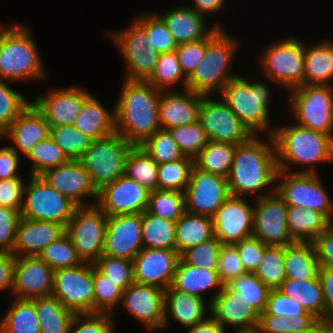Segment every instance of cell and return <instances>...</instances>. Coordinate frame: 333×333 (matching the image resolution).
Masks as SVG:
<instances>
[{"instance_id": "6da1fadb", "label": "cell", "mask_w": 333, "mask_h": 333, "mask_svg": "<svg viewBox=\"0 0 333 333\" xmlns=\"http://www.w3.org/2000/svg\"><path fill=\"white\" fill-rule=\"evenodd\" d=\"M264 137L252 135L236 145L227 177L231 196L248 198L256 194L257 199L276 191L274 184H277L278 166L275 141L273 135L266 134ZM268 187L270 191H266Z\"/></svg>"}, {"instance_id": "7a4b0ae2", "label": "cell", "mask_w": 333, "mask_h": 333, "mask_svg": "<svg viewBox=\"0 0 333 333\" xmlns=\"http://www.w3.org/2000/svg\"><path fill=\"white\" fill-rule=\"evenodd\" d=\"M119 98L114 103L115 130L133 145L160 130V89L147 81L122 80Z\"/></svg>"}, {"instance_id": "3957f363", "label": "cell", "mask_w": 333, "mask_h": 333, "mask_svg": "<svg viewBox=\"0 0 333 333\" xmlns=\"http://www.w3.org/2000/svg\"><path fill=\"white\" fill-rule=\"evenodd\" d=\"M283 125L275 127L273 133L278 170L290 172L297 165L301 170H291L292 173H318L315 164L333 163V138L330 135L294 122Z\"/></svg>"}, {"instance_id": "277c9868", "label": "cell", "mask_w": 333, "mask_h": 333, "mask_svg": "<svg viewBox=\"0 0 333 333\" xmlns=\"http://www.w3.org/2000/svg\"><path fill=\"white\" fill-rule=\"evenodd\" d=\"M253 80L238 75L229 80L218 95L253 135L264 132L273 135L275 126L271 125L269 107L273 101L271 88L260 79Z\"/></svg>"}, {"instance_id": "5b68a950", "label": "cell", "mask_w": 333, "mask_h": 333, "mask_svg": "<svg viewBox=\"0 0 333 333\" xmlns=\"http://www.w3.org/2000/svg\"><path fill=\"white\" fill-rule=\"evenodd\" d=\"M29 26L6 25L0 33V79L19 83L43 80L45 65ZM44 65V66H43Z\"/></svg>"}, {"instance_id": "8992f818", "label": "cell", "mask_w": 333, "mask_h": 333, "mask_svg": "<svg viewBox=\"0 0 333 333\" xmlns=\"http://www.w3.org/2000/svg\"><path fill=\"white\" fill-rule=\"evenodd\" d=\"M224 29L217 27L206 37L204 58L187 79L186 89L202 95H213L214 92L217 94L229 80L239 75L231 72V64L236 58L240 43L238 38L229 35Z\"/></svg>"}, {"instance_id": "52a82bcc", "label": "cell", "mask_w": 333, "mask_h": 333, "mask_svg": "<svg viewBox=\"0 0 333 333\" xmlns=\"http://www.w3.org/2000/svg\"><path fill=\"white\" fill-rule=\"evenodd\" d=\"M132 146L117 132L92 140L80 161L97 192L125 175L126 159Z\"/></svg>"}, {"instance_id": "ba28073f", "label": "cell", "mask_w": 333, "mask_h": 333, "mask_svg": "<svg viewBox=\"0 0 333 333\" xmlns=\"http://www.w3.org/2000/svg\"><path fill=\"white\" fill-rule=\"evenodd\" d=\"M304 48V42L296 37L282 38L265 47L258 59L265 78L286 91L304 85Z\"/></svg>"}, {"instance_id": "9c48e42d", "label": "cell", "mask_w": 333, "mask_h": 333, "mask_svg": "<svg viewBox=\"0 0 333 333\" xmlns=\"http://www.w3.org/2000/svg\"><path fill=\"white\" fill-rule=\"evenodd\" d=\"M332 87L331 85H302L287 91L290 93L288 102L294 123L333 138Z\"/></svg>"}, {"instance_id": "30bf717a", "label": "cell", "mask_w": 333, "mask_h": 333, "mask_svg": "<svg viewBox=\"0 0 333 333\" xmlns=\"http://www.w3.org/2000/svg\"><path fill=\"white\" fill-rule=\"evenodd\" d=\"M107 36L112 38L125 62L124 79L146 81L154 72L160 55L149 46L146 28L135 18L127 28L108 31Z\"/></svg>"}, {"instance_id": "8fae6325", "label": "cell", "mask_w": 333, "mask_h": 333, "mask_svg": "<svg viewBox=\"0 0 333 333\" xmlns=\"http://www.w3.org/2000/svg\"><path fill=\"white\" fill-rule=\"evenodd\" d=\"M276 192L287 206L312 208L333 222V201L319 173H292L278 170Z\"/></svg>"}, {"instance_id": "7c38bea8", "label": "cell", "mask_w": 333, "mask_h": 333, "mask_svg": "<svg viewBox=\"0 0 333 333\" xmlns=\"http://www.w3.org/2000/svg\"><path fill=\"white\" fill-rule=\"evenodd\" d=\"M108 216L97 204L77 206L66 226L78 256L95 263L102 255Z\"/></svg>"}, {"instance_id": "4fadbf2b", "label": "cell", "mask_w": 333, "mask_h": 333, "mask_svg": "<svg viewBox=\"0 0 333 333\" xmlns=\"http://www.w3.org/2000/svg\"><path fill=\"white\" fill-rule=\"evenodd\" d=\"M27 182L21 217L67 226L77 205L49 186L40 176L29 175Z\"/></svg>"}, {"instance_id": "5bb4252c", "label": "cell", "mask_w": 333, "mask_h": 333, "mask_svg": "<svg viewBox=\"0 0 333 333\" xmlns=\"http://www.w3.org/2000/svg\"><path fill=\"white\" fill-rule=\"evenodd\" d=\"M52 294L75 314L95 313L93 263L54 270Z\"/></svg>"}, {"instance_id": "9a60e30c", "label": "cell", "mask_w": 333, "mask_h": 333, "mask_svg": "<svg viewBox=\"0 0 333 333\" xmlns=\"http://www.w3.org/2000/svg\"><path fill=\"white\" fill-rule=\"evenodd\" d=\"M213 98L203 95L200 107L199 122L207 139L236 145L247 141L253 134L220 97Z\"/></svg>"}, {"instance_id": "2e32d148", "label": "cell", "mask_w": 333, "mask_h": 333, "mask_svg": "<svg viewBox=\"0 0 333 333\" xmlns=\"http://www.w3.org/2000/svg\"><path fill=\"white\" fill-rule=\"evenodd\" d=\"M288 206L275 191L256 199L252 236L272 246H286L294 243L287 225Z\"/></svg>"}, {"instance_id": "e0dca14e", "label": "cell", "mask_w": 333, "mask_h": 333, "mask_svg": "<svg viewBox=\"0 0 333 333\" xmlns=\"http://www.w3.org/2000/svg\"><path fill=\"white\" fill-rule=\"evenodd\" d=\"M230 196L227 178L193 166L185 190L186 211L212 218Z\"/></svg>"}, {"instance_id": "ac0fdd59", "label": "cell", "mask_w": 333, "mask_h": 333, "mask_svg": "<svg viewBox=\"0 0 333 333\" xmlns=\"http://www.w3.org/2000/svg\"><path fill=\"white\" fill-rule=\"evenodd\" d=\"M92 95L79 86L57 87L47 93L34 96L31 102L43 114L49 127L73 125L84 102Z\"/></svg>"}, {"instance_id": "d6986e66", "label": "cell", "mask_w": 333, "mask_h": 333, "mask_svg": "<svg viewBox=\"0 0 333 333\" xmlns=\"http://www.w3.org/2000/svg\"><path fill=\"white\" fill-rule=\"evenodd\" d=\"M165 290L133 282L123 291L120 306L149 331L164 328Z\"/></svg>"}, {"instance_id": "ffe728a7", "label": "cell", "mask_w": 333, "mask_h": 333, "mask_svg": "<svg viewBox=\"0 0 333 333\" xmlns=\"http://www.w3.org/2000/svg\"><path fill=\"white\" fill-rule=\"evenodd\" d=\"M49 186L70 199L77 206L96 204L98 192L80 160H69L39 175ZM89 198L92 203L86 202Z\"/></svg>"}, {"instance_id": "44dd1931", "label": "cell", "mask_w": 333, "mask_h": 333, "mask_svg": "<svg viewBox=\"0 0 333 333\" xmlns=\"http://www.w3.org/2000/svg\"><path fill=\"white\" fill-rule=\"evenodd\" d=\"M212 219L214 236L223 244H235L252 236L254 206L246 197L230 196Z\"/></svg>"}, {"instance_id": "7402d4cb", "label": "cell", "mask_w": 333, "mask_h": 333, "mask_svg": "<svg viewBox=\"0 0 333 333\" xmlns=\"http://www.w3.org/2000/svg\"><path fill=\"white\" fill-rule=\"evenodd\" d=\"M142 249V213L108 216L103 255L133 261Z\"/></svg>"}, {"instance_id": "603a6c76", "label": "cell", "mask_w": 333, "mask_h": 333, "mask_svg": "<svg viewBox=\"0 0 333 333\" xmlns=\"http://www.w3.org/2000/svg\"><path fill=\"white\" fill-rule=\"evenodd\" d=\"M150 191L126 175L98 191L97 205L107 216L143 213Z\"/></svg>"}, {"instance_id": "cb8c5ba5", "label": "cell", "mask_w": 333, "mask_h": 333, "mask_svg": "<svg viewBox=\"0 0 333 333\" xmlns=\"http://www.w3.org/2000/svg\"><path fill=\"white\" fill-rule=\"evenodd\" d=\"M209 314L226 330L236 328V332L257 331L260 319V312L227 285L212 300Z\"/></svg>"}, {"instance_id": "d4e9b609", "label": "cell", "mask_w": 333, "mask_h": 333, "mask_svg": "<svg viewBox=\"0 0 333 333\" xmlns=\"http://www.w3.org/2000/svg\"><path fill=\"white\" fill-rule=\"evenodd\" d=\"M52 291L53 270L39 256H16L13 297L32 300L51 295Z\"/></svg>"}, {"instance_id": "484cf974", "label": "cell", "mask_w": 333, "mask_h": 333, "mask_svg": "<svg viewBox=\"0 0 333 333\" xmlns=\"http://www.w3.org/2000/svg\"><path fill=\"white\" fill-rule=\"evenodd\" d=\"M179 259L175 250L143 248L133 259L134 282L167 289L172 285Z\"/></svg>"}, {"instance_id": "4316f807", "label": "cell", "mask_w": 333, "mask_h": 333, "mask_svg": "<svg viewBox=\"0 0 333 333\" xmlns=\"http://www.w3.org/2000/svg\"><path fill=\"white\" fill-rule=\"evenodd\" d=\"M203 95L189 89L163 90L159 100L160 129L169 130L199 121Z\"/></svg>"}, {"instance_id": "83f0119b", "label": "cell", "mask_w": 333, "mask_h": 333, "mask_svg": "<svg viewBox=\"0 0 333 333\" xmlns=\"http://www.w3.org/2000/svg\"><path fill=\"white\" fill-rule=\"evenodd\" d=\"M66 233V226L53 221L20 217L11 253L15 256H39L43 249Z\"/></svg>"}, {"instance_id": "f1b7e54d", "label": "cell", "mask_w": 333, "mask_h": 333, "mask_svg": "<svg viewBox=\"0 0 333 333\" xmlns=\"http://www.w3.org/2000/svg\"><path fill=\"white\" fill-rule=\"evenodd\" d=\"M49 131L50 127L43 114L31 102L0 135V139L10 138L13 144L10 143L9 146L26 157L32 147L49 137Z\"/></svg>"}, {"instance_id": "f546056e", "label": "cell", "mask_w": 333, "mask_h": 333, "mask_svg": "<svg viewBox=\"0 0 333 333\" xmlns=\"http://www.w3.org/2000/svg\"><path fill=\"white\" fill-rule=\"evenodd\" d=\"M206 300L168 287L165 289L164 328L170 323V316L184 328L204 321L210 313V304Z\"/></svg>"}, {"instance_id": "4dcf8cb0", "label": "cell", "mask_w": 333, "mask_h": 333, "mask_svg": "<svg viewBox=\"0 0 333 333\" xmlns=\"http://www.w3.org/2000/svg\"><path fill=\"white\" fill-rule=\"evenodd\" d=\"M167 25L172 36L179 44L194 42L208 37L221 24L215 23L207 27V19L190 6H178L159 15ZM208 28V29H207Z\"/></svg>"}, {"instance_id": "1f68e13d", "label": "cell", "mask_w": 333, "mask_h": 333, "mask_svg": "<svg viewBox=\"0 0 333 333\" xmlns=\"http://www.w3.org/2000/svg\"><path fill=\"white\" fill-rule=\"evenodd\" d=\"M174 289L205 299L206 292H214L209 297L208 303L221 291L223 284L220 282L218 271H211L186 264L179 259L171 285Z\"/></svg>"}, {"instance_id": "d6a6232c", "label": "cell", "mask_w": 333, "mask_h": 333, "mask_svg": "<svg viewBox=\"0 0 333 333\" xmlns=\"http://www.w3.org/2000/svg\"><path fill=\"white\" fill-rule=\"evenodd\" d=\"M304 85H333V40L304 48Z\"/></svg>"}, {"instance_id": "836d02e7", "label": "cell", "mask_w": 333, "mask_h": 333, "mask_svg": "<svg viewBox=\"0 0 333 333\" xmlns=\"http://www.w3.org/2000/svg\"><path fill=\"white\" fill-rule=\"evenodd\" d=\"M73 126L93 140L107 137L116 132L114 108L110 112L102 102L91 95L74 120Z\"/></svg>"}, {"instance_id": "e575fe53", "label": "cell", "mask_w": 333, "mask_h": 333, "mask_svg": "<svg viewBox=\"0 0 333 333\" xmlns=\"http://www.w3.org/2000/svg\"><path fill=\"white\" fill-rule=\"evenodd\" d=\"M284 295L295 300L319 320L326 319L323 290L319 276L306 281L286 278L278 288Z\"/></svg>"}, {"instance_id": "d590c367", "label": "cell", "mask_w": 333, "mask_h": 333, "mask_svg": "<svg viewBox=\"0 0 333 333\" xmlns=\"http://www.w3.org/2000/svg\"><path fill=\"white\" fill-rule=\"evenodd\" d=\"M288 232L294 242H314L332 223L323 213L299 206H288Z\"/></svg>"}, {"instance_id": "8d00e7d4", "label": "cell", "mask_w": 333, "mask_h": 333, "mask_svg": "<svg viewBox=\"0 0 333 333\" xmlns=\"http://www.w3.org/2000/svg\"><path fill=\"white\" fill-rule=\"evenodd\" d=\"M284 266L286 278L314 279L319 272V261L314 243L294 242L285 246Z\"/></svg>"}, {"instance_id": "74e56055", "label": "cell", "mask_w": 333, "mask_h": 333, "mask_svg": "<svg viewBox=\"0 0 333 333\" xmlns=\"http://www.w3.org/2000/svg\"><path fill=\"white\" fill-rule=\"evenodd\" d=\"M175 235L178 244V253L181 254L187 248L196 246L214 237L213 219L209 216L185 211L176 221Z\"/></svg>"}, {"instance_id": "f35d334b", "label": "cell", "mask_w": 333, "mask_h": 333, "mask_svg": "<svg viewBox=\"0 0 333 333\" xmlns=\"http://www.w3.org/2000/svg\"><path fill=\"white\" fill-rule=\"evenodd\" d=\"M41 333H69L75 313L67 309L53 294L32 299Z\"/></svg>"}, {"instance_id": "ab89813d", "label": "cell", "mask_w": 333, "mask_h": 333, "mask_svg": "<svg viewBox=\"0 0 333 333\" xmlns=\"http://www.w3.org/2000/svg\"><path fill=\"white\" fill-rule=\"evenodd\" d=\"M13 299L0 320V333H41L33 300Z\"/></svg>"}, {"instance_id": "60d3db41", "label": "cell", "mask_w": 333, "mask_h": 333, "mask_svg": "<svg viewBox=\"0 0 333 333\" xmlns=\"http://www.w3.org/2000/svg\"><path fill=\"white\" fill-rule=\"evenodd\" d=\"M176 221L157 217L147 210L142 213L143 248L170 249L178 252Z\"/></svg>"}, {"instance_id": "b9f144b4", "label": "cell", "mask_w": 333, "mask_h": 333, "mask_svg": "<svg viewBox=\"0 0 333 333\" xmlns=\"http://www.w3.org/2000/svg\"><path fill=\"white\" fill-rule=\"evenodd\" d=\"M236 150V144L208 140L194 159V165L202 171L227 178Z\"/></svg>"}, {"instance_id": "7bdbcfd3", "label": "cell", "mask_w": 333, "mask_h": 333, "mask_svg": "<svg viewBox=\"0 0 333 333\" xmlns=\"http://www.w3.org/2000/svg\"><path fill=\"white\" fill-rule=\"evenodd\" d=\"M158 164L139 145H133L126 159L125 175L147 188L158 189Z\"/></svg>"}, {"instance_id": "ee69618b", "label": "cell", "mask_w": 333, "mask_h": 333, "mask_svg": "<svg viewBox=\"0 0 333 333\" xmlns=\"http://www.w3.org/2000/svg\"><path fill=\"white\" fill-rule=\"evenodd\" d=\"M146 81L162 91L178 90L175 87L179 82L181 88L186 89L187 78L181 70L176 51L160 54L154 72Z\"/></svg>"}, {"instance_id": "f6af8a7d", "label": "cell", "mask_w": 333, "mask_h": 333, "mask_svg": "<svg viewBox=\"0 0 333 333\" xmlns=\"http://www.w3.org/2000/svg\"><path fill=\"white\" fill-rule=\"evenodd\" d=\"M49 137L69 160H80L93 140L73 125L50 127Z\"/></svg>"}, {"instance_id": "bcb514c9", "label": "cell", "mask_w": 333, "mask_h": 333, "mask_svg": "<svg viewBox=\"0 0 333 333\" xmlns=\"http://www.w3.org/2000/svg\"><path fill=\"white\" fill-rule=\"evenodd\" d=\"M147 211L157 217L177 221L186 211L185 192L151 191Z\"/></svg>"}, {"instance_id": "7dc6e473", "label": "cell", "mask_w": 333, "mask_h": 333, "mask_svg": "<svg viewBox=\"0 0 333 333\" xmlns=\"http://www.w3.org/2000/svg\"><path fill=\"white\" fill-rule=\"evenodd\" d=\"M193 166L194 160L186 156L158 165V189L185 192Z\"/></svg>"}, {"instance_id": "c3c4849f", "label": "cell", "mask_w": 333, "mask_h": 333, "mask_svg": "<svg viewBox=\"0 0 333 333\" xmlns=\"http://www.w3.org/2000/svg\"><path fill=\"white\" fill-rule=\"evenodd\" d=\"M29 160L30 175L39 176L44 171L69 161L61 148L50 137L39 141L25 157Z\"/></svg>"}, {"instance_id": "681fc988", "label": "cell", "mask_w": 333, "mask_h": 333, "mask_svg": "<svg viewBox=\"0 0 333 333\" xmlns=\"http://www.w3.org/2000/svg\"><path fill=\"white\" fill-rule=\"evenodd\" d=\"M284 255V246L269 245L266 248L261 263L254 272L270 290L278 289L286 279Z\"/></svg>"}, {"instance_id": "f907efd6", "label": "cell", "mask_w": 333, "mask_h": 333, "mask_svg": "<svg viewBox=\"0 0 333 333\" xmlns=\"http://www.w3.org/2000/svg\"><path fill=\"white\" fill-rule=\"evenodd\" d=\"M158 15L151 11H143L136 19L146 28L150 47L155 48L160 54L176 51L178 43Z\"/></svg>"}, {"instance_id": "816d5d0a", "label": "cell", "mask_w": 333, "mask_h": 333, "mask_svg": "<svg viewBox=\"0 0 333 333\" xmlns=\"http://www.w3.org/2000/svg\"><path fill=\"white\" fill-rule=\"evenodd\" d=\"M39 257L53 271L60 268L75 267L83 263L67 233L46 246Z\"/></svg>"}, {"instance_id": "f5cc1de1", "label": "cell", "mask_w": 333, "mask_h": 333, "mask_svg": "<svg viewBox=\"0 0 333 333\" xmlns=\"http://www.w3.org/2000/svg\"><path fill=\"white\" fill-rule=\"evenodd\" d=\"M232 291L240 294L260 313L264 312L270 289L256 276L247 272L226 284Z\"/></svg>"}, {"instance_id": "db71d44e", "label": "cell", "mask_w": 333, "mask_h": 333, "mask_svg": "<svg viewBox=\"0 0 333 333\" xmlns=\"http://www.w3.org/2000/svg\"><path fill=\"white\" fill-rule=\"evenodd\" d=\"M158 164L182 159L184 155L168 130H158L140 145Z\"/></svg>"}, {"instance_id": "11a10c76", "label": "cell", "mask_w": 333, "mask_h": 333, "mask_svg": "<svg viewBox=\"0 0 333 333\" xmlns=\"http://www.w3.org/2000/svg\"><path fill=\"white\" fill-rule=\"evenodd\" d=\"M95 313L113 314L120 305L123 290L103 275L93 264ZM117 306V307H116Z\"/></svg>"}, {"instance_id": "9f6ffc18", "label": "cell", "mask_w": 333, "mask_h": 333, "mask_svg": "<svg viewBox=\"0 0 333 333\" xmlns=\"http://www.w3.org/2000/svg\"><path fill=\"white\" fill-rule=\"evenodd\" d=\"M10 83L13 82L0 79V135L31 103L23 93L12 89Z\"/></svg>"}, {"instance_id": "6f0895ef", "label": "cell", "mask_w": 333, "mask_h": 333, "mask_svg": "<svg viewBox=\"0 0 333 333\" xmlns=\"http://www.w3.org/2000/svg\"><path fill=\"white\" fill-rule=\"evenodd\" d=\"M168 131L178 144L182 154L193 160L208 142L205 130L199 121L189 125L177 126Z\"/></svg>"}, {"instance_id": "680465c9", "label": "cell", "mask_w": 333, "mask_h": 333, "mask_svg": "<svg viewBox=\"0 0 333 333\" xmlns=\"http://www.w3.org/2000/svg\"><path fill=\"white\" fill-rule=\"evenodd\" d=\"M221 241L216 237L187 248L180 254V258L191 266L218 271V258Z\"/></svg>"}, {"instance_id": "91938a15", "label": "cell", "mask_w": 333, "mask_h": 333, "mask_svg": "<svg viewBox=\"0 0 333 333\" xmlns=\"http://www.w3.org/2000/svg\"><path fill=\"white\" fill-rule=\"evenodd\" d=\"M94 266L123 291L134 282L133 261L102 255Z\"/></svg>"}, {"instance_id": "94428289", "label": "cell", "mask_w": 333, "mask_h": 333, "mask_svg": "<svg viewBox=\"0 0 333 333\" xmlns=\"http://www.w3.org/2000/svg\"><path fill=\"white\" fill-rule=\"evenodd\" d=\"M114 313L75 314L69 333H114Z\"/></svg>"}, {"instance_id": "6125c7cd", "label": "cell", "mask_w": 333, "mask_h": 333, "mask_svg": "<svg viewBox=\"0 0 333 333\" xmlns=\"http://www.w3.org/2000/svg\"><path fill=\"white\" fill-rule=\"evenodd\" d=\"M247 273L236 250L235 244H223L218 258V275L223 285Z\"/></svg>"}, {"instance_id": "be15d7a7", "label": "cell", "mask_w": 333, "mask_h": 333, "mask_svg": "<svg viewBox=\"0 0 333 333\" xmlns=\"http://www.w3.org/2000/svg\"><path fill=\"white\" fill-rule=\"evenodd\" d=\"M205 52L206 38L178 45L176 54L180 62L181 70L187 79L201 63Z\"/></svg>"}, {"instance_id": "e7e4bbea", "label": "cell", "mask_w": 333, "mask_h": 333, "mask_svg": "<svg viewBox=\"0 0 333 333\" xmlns=\"http://www.w3.org/2000/svg\"><path fill=\"white\" fill-rule=\"evenodd\" d=\"M236 250L247 272H255L269 246L255 236L247 237L235 243Z\"/></svg>"}, {"instance_id": "03108f58", "label": "cell", "mask_w": 333, "mask_h": 333, "mask_svg": "<svg viewBox=\"0 0 333 333\" xmlns=\"http://www.w3.org/2000/svg\"><path fill=\"white\" fill-rule=\"evenodd\" d=\"M264 311L269 315L285 316L286 318L306 313L301 304L284 295L278 289L270 290Z\"/></svg>"}, {"instance_id": "003e7915", "label": "cell", "mask_w": 333, "mask_h": 333, "mask_svg": "<svg viewBox=\"0 0 333 333\" xmlns=\"http://www.w3.org/2000/svg\"><path fill=\"white\" fill-rule=\"evenodd\" d=\"M24 178L0 180V206L21 212L24 197Z\"/></svg>"}, {"instance_id": "a7ac6f4b", "label": "cell", "mask_w": 333, "mask_h": 333, "mask_svg": "<svg viewBox=\"0 0 333 333\" xmlns=\"http://www.w3.org/2000/svg\"><path fill=\"white\" fill-rule=\"evenodd\" d=\"M20 212L0 206V252H11Z\"/></svg>"}, {"instance_id": "89a4df30", "label": "cell", "mask_w": 333, "mask_h": 333, "mask_svg": "<svg viewBox=\"0 0 333 333\" xmlns=\"http://www.w3.org/2000/svg\"><path fill=\"white\" fill-rule=\"evenodd\" d=\"M319 265L333 268V222L313 242Z\"/></svg>"}, {"instance_id": "2644e50d", "label": "cell", "mask_w": 333, "mask_h": 333, "mask_svg": "<svg viewBox=\"0 0 333 333\" xmlns=\"http://www.w3.org/2000/svg\"><path fill=\"white\" fill-rule=\"evenodd\" d=\"M20 156L9 145L0 148V180L21 177Z\"/></svg>"}, {"instance_id": "8c879c8a", "label": "cell", "mask_w": 333, "mask_h": 333, "mask_svg": "<svg viewBox=\"0 0 333 333\" xmlns=\"http://www.w3.org/2000/svg\"><path fill=\"white\" fill-rule=\"evenodd\" d=\"M258 333H290L292 326L285 316L269 315L265 311L260 313Z\"/></svg>"}, {"instance_id": "753ad0ef", "label": "cell", "mask_w": 333, "mask_h": 333, "mask_svg": "<svg viewBox=\"0 0 333 333\" xmlns=\"http://www.w3.org/2000/svg\"><path fill=\"white\" fill-rule=\"evenodd\" d=\"M15 258L11 252H0V292L12 293Z\"/></svg>"}, {"instance_id": "34e18365", "label": "cell", "mask_w": 333, "mask_h": 333, "mask_svg": "<svg viewBox=\"0 0 333 333\" xmlns=\"http://www.w3.org/2000/svg\"><path fill=\"white\" fill-rule=\"evenodd\" d=\"M318 276L323 290L326 319L333 318V268L320 266Z\"/></svg>"}, {"instance_id": "11e5206c", "label": "cell", "mask_w": 333, "mask_h": 333, "mask_svg": "<svg viewBox=\"0 0 333 333\" xmlns=\"http://www.w3.org/2000/svg\"><path fill=\"white\" fill-rule=\"evenodd\" d=\"M185 329L186 333H227V330L210 314L204 321Z\"/></svg>"}, {"instance_id": "2a66077c", "label": "cell", "mask_w": 333, "mask_h": 333, "mask_svg": "<svg viewBox=\"0 0 333 333\" xmlns=\"http://www.w3.org/2000/svg\"><path fill=\"white\" fill-rule=\"evenodd\" d=\"M227 0H192L190 7L204 16L222 11Z\"/></svg>"}, {"instance_id": "b9fcfbb0", "label": "cell", "mask_w": 333, "mask_h": 333, "mask_svg": "<svg viewBox=\"0 0 333 333\" xmlns=\"http://www.w3.org/2000/svg\"><path fill=\"white\" fill-rule=\"evenodd\" d=\"M288 319L289 324L292 326V332L310 328L318 320V318L310 312H306L297 317L291 316Z\"/></svg>"}, {"instance_id": "09005b40", "label": "cell", "mask_w": 333, "mask_h": 333, "mask_svg": "<svg viewBox=\"0 0 333 333\" xmlns=\"http://www.w3.org/2000/svg\"><path fill=\"white\" fill-rule=\"evenodd\" d=\"M316 333H333V318L318 319Z\"/></svg>"}, {"instance_id": "979ff035", "label": "cell", "mask_w": 333, "mask_h": 333, "mask_svg": "<svg viewBox=\"0 0 333 333\" xmlns=\"http://www.w3.org/2000/svg\"><path fill=\"white\" fill-rule=\"evenodd\" d=\"M317 326H318V320L310 328L299 331H293L290 333H316Z\"/></svg>"}, {"instance_id": "deb4b68c", "label": "cell", "mask_w": 333, "mask_h": 333, "mask_svg": "<svg viewBox=\"0 0 333 333\" xmlns=\"http://www.w3.org/2000/svg\"><path fill=\"white\" fill-rule=\"evenodd\" d=\"M6 26H4V24L2 25V23L0 24V33L1 31L5 28Z\"/></svg>"}, {"instance_id": "67dfc351", "label": "cell", "mask_w": 333, "mask_h": 333, "mask_svg": "<svg viewBox=\"0 0 333 333\" xmlns=\"http://www.w3.org/2000/svg\"><path fill=\"white\" fill-rule=\"evenodd\" d=\"M235 333H258L257 331H252V332H235Z\"/></svg>"}]
</instances>
